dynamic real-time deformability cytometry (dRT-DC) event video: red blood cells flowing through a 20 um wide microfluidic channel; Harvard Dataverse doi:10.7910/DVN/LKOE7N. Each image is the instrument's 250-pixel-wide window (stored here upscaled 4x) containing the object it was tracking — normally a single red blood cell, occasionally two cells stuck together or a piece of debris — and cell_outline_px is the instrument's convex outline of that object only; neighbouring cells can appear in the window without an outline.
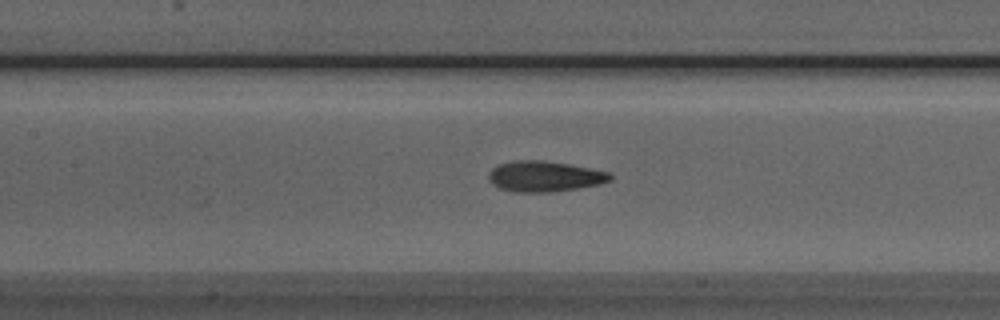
{"species": "Egyptian fruit bat (a non-hibernating species)", "species_latin": "Rousettus aegyptiacus", "temperature_condition": "room temperature", "stored_images_in_passage": 35, "camera_frame_rate_fps": 3000, "um_per_image_px": 0.085, "animal": {"sex": "male"}, "frame": {"image": 1, "passage_image": 13, "time_ms": 4.0, "image_size_px": [1000, 320], "cell_outline_px": [[612, 180], [600, 184], [576, 188], [548, 192], [512, 192], [500, 188], [492, 184], [488, 180], [488, 172], [492, 168], [500, 164], [512, 160], [540, 160], [568, 164], [608, 172], [612, 176]], "centroid_in_image_um": [46.23, 14.99], "position_along_channel_um": 161.2, "area_um2": 21.62}}
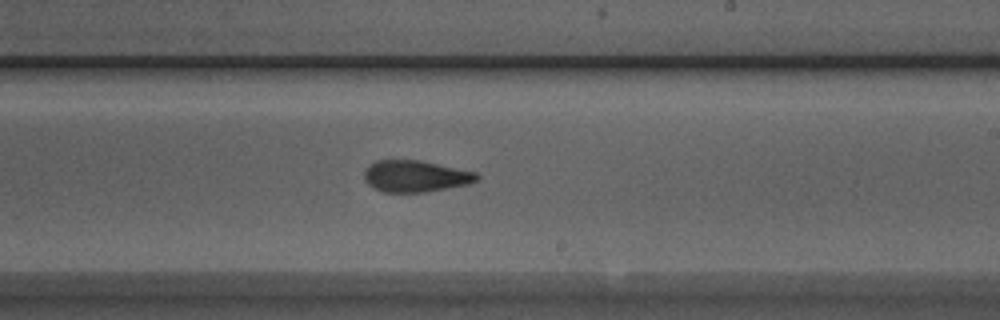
{"frame": {"image": 2, "passage_image": 20, "time_ms": 6.333, "image_size_px": [1000, 320], "cell_outline_px": [[480, 180], [468, 184], [424, 192], [384, 192], [372, 188], [364, 180], [364, 168], [368, 164], [376, 160], [420, 160], [476, 172], [480, 176]], "centroid_in_image_um": [35.28, 14.97], "position_along_channel_um": 253.7, "area_um2": 20.92}}
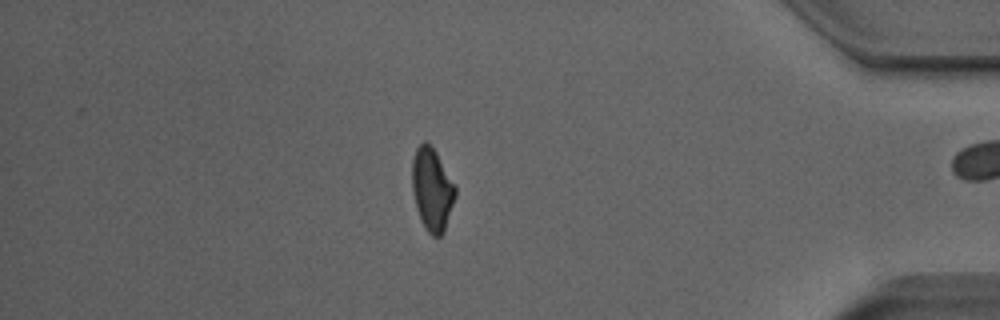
{"frame": {"image": 3, "passage_image": 34, "time_ms": 11.0, "image_size_px": [1000, 320], "cell_outline_px": [[456, 196], [444, 232], [440, 236], [432, 236], [428, 232], [416, 208], [412, 192], [412, 160], [416, 148], [424, 140], [428, 140], [432, 144], [456, 188]], "centroid_in_image_um": [36.72, 16.05], "position_along_channel_um": 398.5, "area_um2": 20.87}, "authors_computed_cell_mechanics": {"area_um2": 21.2704, "velocity_mm_per_s": 3.9861, "shape_relaxation_time_tau1_ms": 3.8416, "shape_relaxation_time_tau2_ms": 2.1287, "deformation_change_tau1": 0.124, "deformation_change_tau2": 0.0905}}